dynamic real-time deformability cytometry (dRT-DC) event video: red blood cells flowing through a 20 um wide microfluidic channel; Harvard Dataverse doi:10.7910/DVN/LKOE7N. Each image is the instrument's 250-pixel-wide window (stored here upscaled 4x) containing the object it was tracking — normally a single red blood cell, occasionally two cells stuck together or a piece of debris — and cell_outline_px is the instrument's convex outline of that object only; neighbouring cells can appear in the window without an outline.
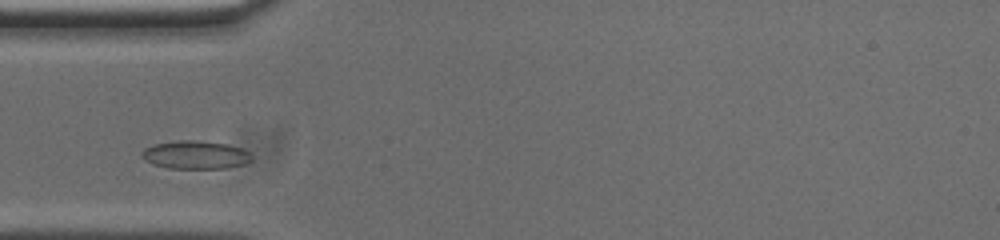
{"species": "common noctule bat (a hibernating species)", "species_latin": "Nyctalus noctula", "temperature_condition": "cold", "stored_images_in_passage": 34, "camera_frame_rate_fps": 3000, "um_per_image_px": 0.085, "animal": {"sex": "male", "body_mass_g": 20.0, "forearm_length_mm": 53.3}, "frame": {"image": 1, "passage_image": 6, "time_ms": 1.667, "image_size_px": [1000, 240], "cell_outline_px": [[252, 160], [244, 164], [228, 168], [168, 168], [152, 164], [144, 160], [140, 156], [140, 152], [144, 148], [152, 144], [180, 140], [196, 140], [228, 144], [240, 148], [248, 152], [252, 156]], "centroid_in_image_um": [16.57, 13.16], "position_along_channel_um": 68.4, "area_um2": 18.21}}
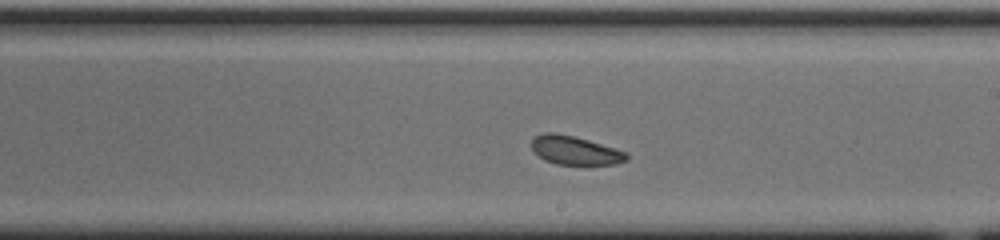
{"frame": {"image": 2, "passage_image": 20, "time_ms": 6.333, "image_size_px": [1000, 240], "cell_outline_px": [[628, 160], [616, 164], [556, 164], [544, 160], [532, 148], [532, 140], [536, 136], [544, 132], [556, 132], [588, 140], [628, 152]], "centroid_in_image_um": [48.9, 12.78], "position_along_channel_um": 240.1, "area_um2": 15.72}}
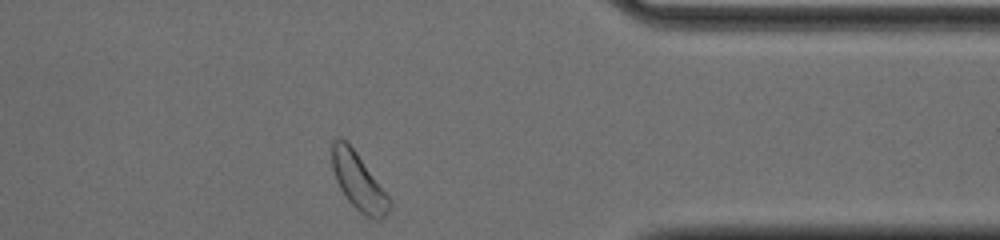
{"frame": {"image": 3, "passage_image": 33, "time_ms": 10.667, "image_size_px": [1000, 240], "cell_outline_px": [[392, 200], [388, 212], [384, 220], [376, 220], [364, 216], [344, 196], [336, 180], [332, 168], [332, 140], [336, 136], [340, 136], [356, 152]], "centroid_in_image_um": [30.48, 15.46], "position_along_channel_um": 380.9, "area_um2": 19.13}, "authors_computed_cell_mechanics": {"area_um2": 16.8198, "velocity_mm_per_s": 3.6811, "shape_relaxation_time_tau1_ms": null, "shape_relaxation_time_tau2_ms": 5.2902, "deformation_change_tau1": null, "deformation_change_tau2": 0.1108}}